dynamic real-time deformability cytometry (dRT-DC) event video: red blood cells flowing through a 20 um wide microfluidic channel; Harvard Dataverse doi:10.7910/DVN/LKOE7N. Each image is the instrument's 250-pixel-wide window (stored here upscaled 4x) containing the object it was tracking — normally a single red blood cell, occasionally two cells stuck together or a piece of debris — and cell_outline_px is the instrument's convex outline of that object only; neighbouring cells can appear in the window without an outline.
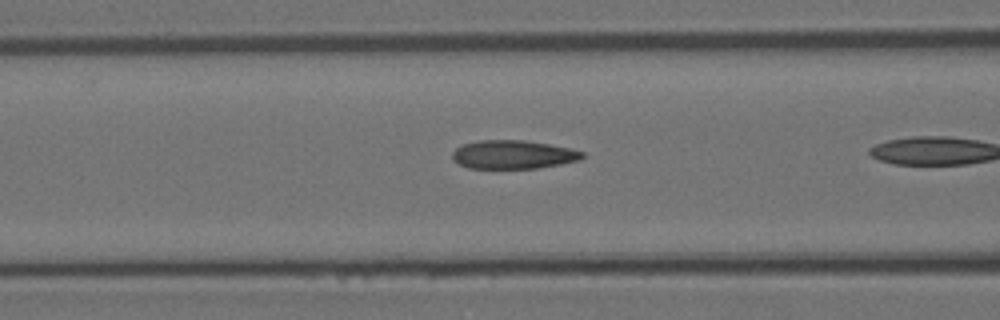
{"species": "Egyptian fruit bat (a non-hibernating species)", "species_latin": "Rousettus aegyptiacus", "temperature_condition": "room temperature", "stored_images_in_passage": 7, "camera_frame_rate_fps": 3000, "um_per_image_px": 0.085, "animal": {"sex": "female"}, "frame": {"image": 1, "passage_image": 6, "time_ms": 1.667, "image_size_px": [1000, 320], "cell_outline_px": [[584, 156], [580, 160], [560, 164], [536, 168], [468, 168], [452, 160], [452, 152], [460, 144], [480, 140], [524, 140], [548, 144], [568, 148], [584, 152]], "centroid_in_image_um": [43.58, 13.13], "position_along_channel_um": 123.0, "area_um2": 21.62}}